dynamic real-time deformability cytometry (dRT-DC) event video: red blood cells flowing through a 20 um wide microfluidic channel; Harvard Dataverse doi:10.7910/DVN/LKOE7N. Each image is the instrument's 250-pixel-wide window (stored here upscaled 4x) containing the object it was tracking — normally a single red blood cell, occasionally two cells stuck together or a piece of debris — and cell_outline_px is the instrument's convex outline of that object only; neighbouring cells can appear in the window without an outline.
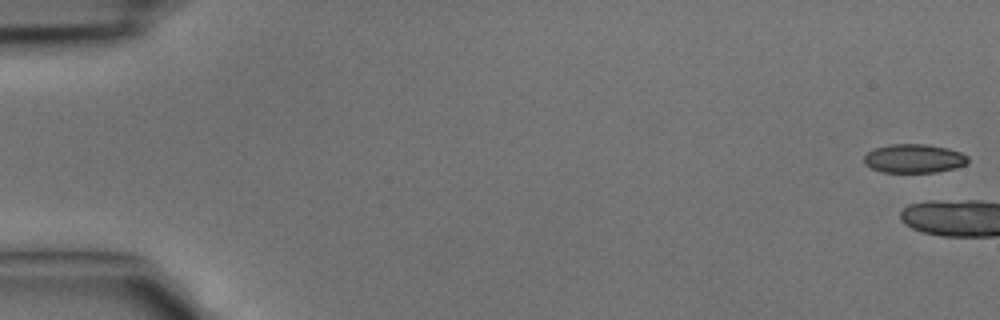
{"species": "common noctule bat (a hibernating species)", "species_latin": "Nyctalus noctula", "temperature_condition": "cold", "stored_images_in_passage": 4, "camera_frame_rate_fps": 3000, "um_per_image_px": 0.085, "animal": {"sex": "male", "body_mass_g": 15.6}, "frame": {"image": 1, "passage_image": 1, "time_ms": 0.0, "image_size_px": [1000, 320], "cell_outline_px": [[968, 164], [956, 168], [936, 172], [880, 172], [864, 164], [864, 156], [868, 152], [876, 148], [888, 144], [928, 144], [948, 148], [960, 152], [968, 156]], "centroid_in_image_um": [77.71, 13.47], "position_along_channel_um": 7.3, "area_um2": 17.57}}